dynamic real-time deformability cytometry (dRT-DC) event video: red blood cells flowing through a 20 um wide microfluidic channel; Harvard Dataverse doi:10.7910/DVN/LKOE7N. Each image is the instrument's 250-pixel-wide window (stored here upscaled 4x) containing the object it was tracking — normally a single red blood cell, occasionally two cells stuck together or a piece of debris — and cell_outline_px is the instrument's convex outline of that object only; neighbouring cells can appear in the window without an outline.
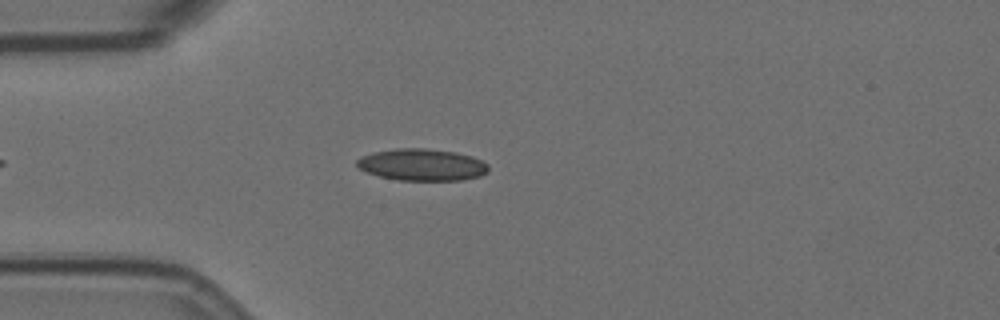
{"species": "Egyptian fruit bat (a non-hibernating species)", "species_latin": "Rousettus aegyptiacus", "temperature_condition": "room temperature", "stored_images_in_passage": 43, "camera_frame_rate_fps": 3000, "um_per_image_px": 0.085, "animal": {"sex": "female"}, "frame": {"image": 1, "passage_image": 8, "time_ms": 2.333, "image_size_px": [1000, 320], "cell_outline_px": [[488, 172], [480, 176], [464, 180], [396, 180], [380, 176], [368, 172], [360, 168], [356, 164], [356, 160], [364, 156], [376, 152], [396, 148], [424, 148], [456, 152], [472, 156], [488, 164]], "centroid_in_image_um": [35.91, 14.01], "position_along_channel_um": 49.1, "area_um2": 24.28}}
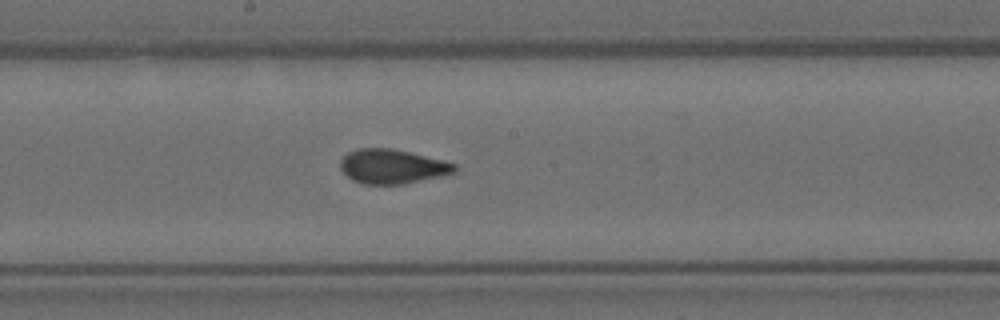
{"frame": {"image": 2, "passage_image": 23, "time_ms": 7.333, "image_size_px": [1000, 320], "cell_outline_px": [[456, 172], [440, 176], [404, 184], [364, 184], [352, 180], [340, 168], [340, 160], [348, 152], [356, 148], [392, 148], [456, 164]], "centroid_in_image_um": [33.3, 14.15], "position_along_channel_um": 214.9, "area_um2": 22.66}}
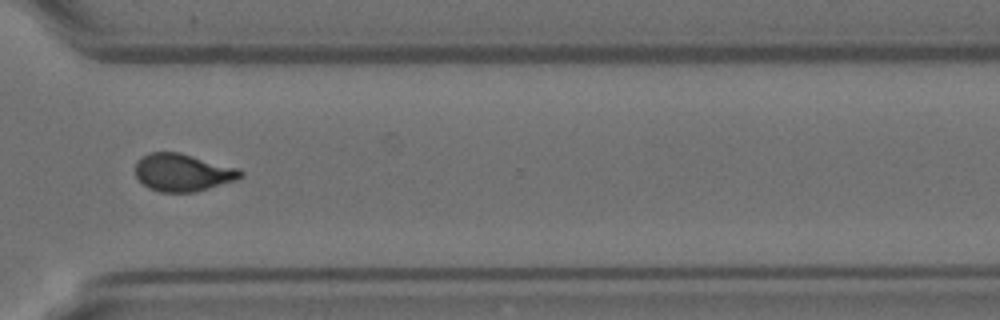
{"frame": {"image": 3, "passage_image": 35, "time_ms": 11.333, "image_size_px": [1000, 320], "cell_outline_px": [[244, 176], [236, 180], [208, 188], [192, 192], [160, 192], [148, 188], [136, 176], [136, 160], [148, 152], [180, 152], [240, 168], [244, 172]], "centroid_in_image_um": [15.55, 14.64], "position_along_channel_um": 355.1, "area_um2": 23.18}, "authors_computed_cell_mechanics": {"area_um2": 23.0622, "velocity_mm_per_s": 3.5236, "shape_relaxation_time_tau1_ms": 6.5972, "shape_relaxation_time_tau2_ms": 0.9142, "deformation_change_tau1": 0.1757, "deformation_change_tau2": 0.0717}}